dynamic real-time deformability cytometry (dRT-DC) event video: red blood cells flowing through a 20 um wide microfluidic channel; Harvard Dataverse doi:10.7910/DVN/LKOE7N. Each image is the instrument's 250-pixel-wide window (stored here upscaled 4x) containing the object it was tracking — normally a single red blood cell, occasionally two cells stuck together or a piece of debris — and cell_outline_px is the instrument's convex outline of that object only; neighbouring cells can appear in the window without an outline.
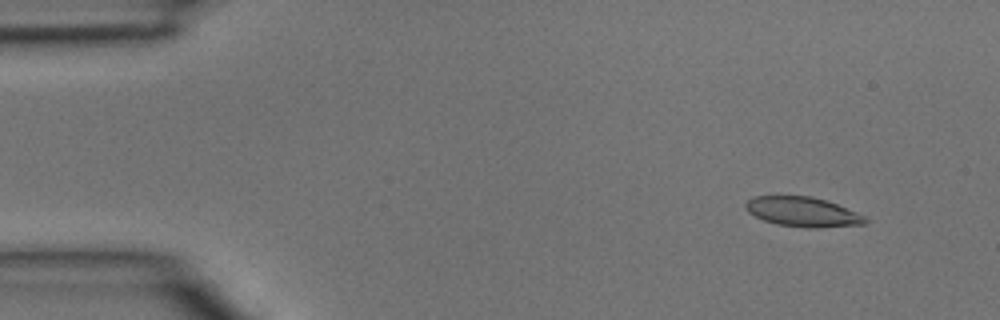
{"species": "common noctule bat (a hibernating species)", "species_latin": "Nyctalus noctula", "temperature_condition": "room temperature", "stored_images_in_passage": 4, "camera_frame_rate_fps": 3000, "um_per_image_px": 0.085, "animal": {"sex": "male", "body_mass_g": 15.6}, "frame": {"image": 1, "passage_image": 1, "time_ms": 0.0, "image_size_px": [1000, 320], "cell_outline_px": [[868, 224], [820, 228], [808, 228], [776, 224], [764, 220], [748, 212], [744, 208], [744, 204], [752, 196], [812, 196], [836, 204], [856, 212], [864, 216], [868, 220]], "centroid_in_image_um": [68.23, 18.02], "position_along_channel_um": 16.8, "area_um2": 20.75}}
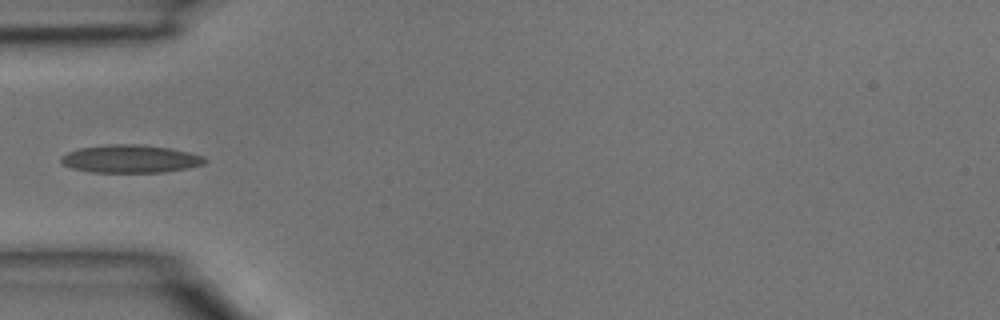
{"frame": {"image": 2, "passage_image": 4, "time_ms": 1.0, "image_size_px": [1000, 320], "cell_outline_px": [[208, 160], [204, 164], [184, 168], [160, 172], [92, 172], [72, 168], [64, 164], [60, 160], [60, 156], [68, 152], [80, 148], [108, 144], [140, 144], [172, 148], [204, 156]], "centroid_in_image_um": [11.08, 13.49], "position_along_channel_um": 73.9, "area_um2": 23.29}}